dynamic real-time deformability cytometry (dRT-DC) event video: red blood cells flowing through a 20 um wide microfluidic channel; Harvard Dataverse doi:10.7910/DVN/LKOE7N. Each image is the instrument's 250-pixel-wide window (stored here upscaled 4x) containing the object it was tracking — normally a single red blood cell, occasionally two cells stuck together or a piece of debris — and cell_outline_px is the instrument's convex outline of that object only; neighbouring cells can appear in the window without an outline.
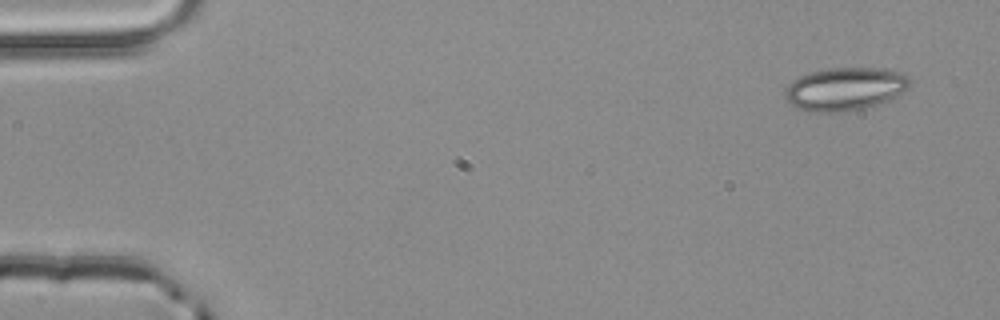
{"species": "common noctule bat (a hibernating species)", "species_latin": "Nyctalus noctula", "temperature_condition": "room temperature", "stored_images_in_passage": 3, "camera_frame_rate_fps": 3000, "um_per_image_px": 0.085, "animal": {"sex": "male", "body_mass_g": 20.4}, "frame": {"image": 1, "passage_image": 1, "time_ms": 0.0, "image_size_px": [1000, 320], "cell_outline_px": [[912, 84], [908, 88], [876, 104], [860, 108], [840, 112], [808, 112], [788, 104], [784, 96], [784, 92], [788, 84], [792, 80], [808, 72], [828, 68], [884, 68], [900, 72], [908, 76]], "centroid_in_image_um": [71.75, 7.54], "position_along_channel_um": 13.2, "area_um2": 31.21}}